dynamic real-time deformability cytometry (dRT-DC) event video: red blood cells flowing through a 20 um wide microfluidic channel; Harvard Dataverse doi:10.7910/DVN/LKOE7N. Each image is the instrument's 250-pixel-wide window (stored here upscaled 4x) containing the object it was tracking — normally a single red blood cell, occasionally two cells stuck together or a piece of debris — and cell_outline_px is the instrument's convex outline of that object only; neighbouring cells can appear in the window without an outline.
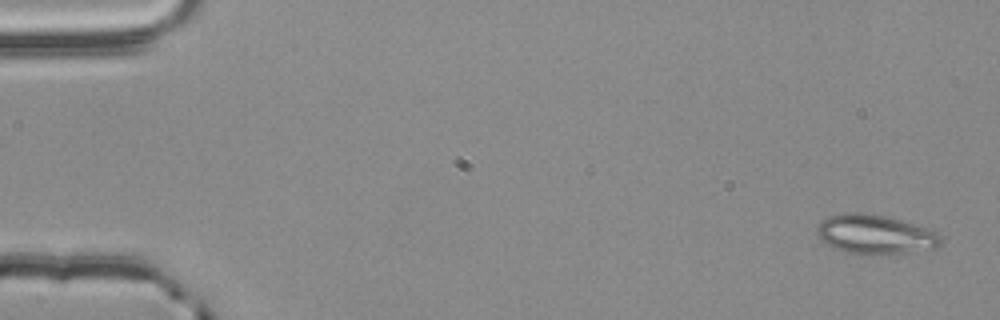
{"species": "common noctule bat (a hibernating species)", "species_latin": "Nyctalus noctula", "temperature_condition": "room temperature", "stored_images_in_passage": 55, "camera_frame_rate_fps": 3000, "um_per_image_px": 0.085, "animal": {"sex": "male", "body_mass_g": 20.4}, "frame": {"image": 1, "passage_image": 2, "time_ms": 0.333, "image_size_px": [1000, 320], "cell_outline_px": [[944, 240], [936, 248], [908, 252], [848, 252], [824, 244], [816, 236], [816, 228], [820, 220], [828, 216], [844, 212], [860, 212], [884, 216], [900, 220], [928, 228], [940, 232]], "centroid_in_image_um": [74.37, 19.88], "position_along_channel_um": 10.6, "area_um2": 28.09}}
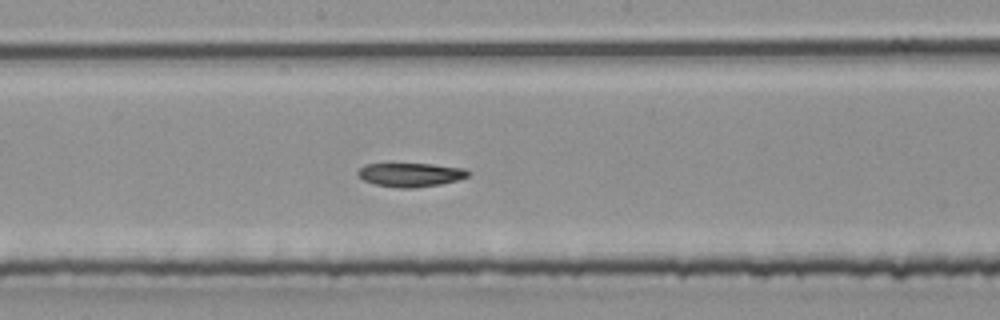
{"frame": {"image": 2, "passage_image": 30, "time_ms": 9.667, "image_size_px": [1000, 320], "cell_outline_px": [[468, 176], [456, 180], [440, 184], [416, 188], [396, 188], [372, 184], [364, 180], [356, 172], [364, 164], [432, 164], [464, 168], [468, 172]], "centroid_in_image_um": [34.86, 14.86], "position_along_channel_um": 213.3, "area_um2": 15.26}}
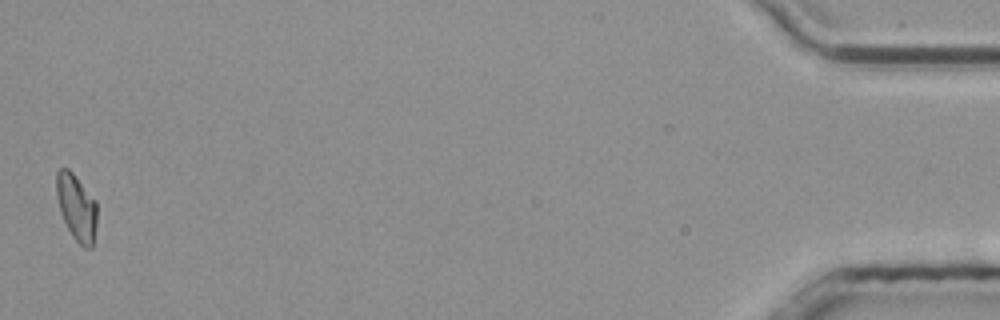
{"frame": {"image": 3, "passage_image": 55, "time_ms": 18.0, "image_size_px": [1000, 320], "cell_outline_px": [[96, 224], [92, 248], [84, 248], [72, 236], [60, 212], [56, 192], [56, 172], [60, 168], [68, 168], [72, 172], [96, 200]], "centroid_in_image_um": [6.5, 17.61], "position_along_channel_um": 428.7, "area_um2": 15.61}, "authors_computed_cell_mechanics": {"area_um2": 16.0684, "velocity_mm_per_s": 3.7679, "shape_relaxation_time_tau1_ms": null, "shape_relaxation_time_tau2_ms": 4.7063, "deformation_change_tau1": null, "deformation_change_tau2": 0.0975}}